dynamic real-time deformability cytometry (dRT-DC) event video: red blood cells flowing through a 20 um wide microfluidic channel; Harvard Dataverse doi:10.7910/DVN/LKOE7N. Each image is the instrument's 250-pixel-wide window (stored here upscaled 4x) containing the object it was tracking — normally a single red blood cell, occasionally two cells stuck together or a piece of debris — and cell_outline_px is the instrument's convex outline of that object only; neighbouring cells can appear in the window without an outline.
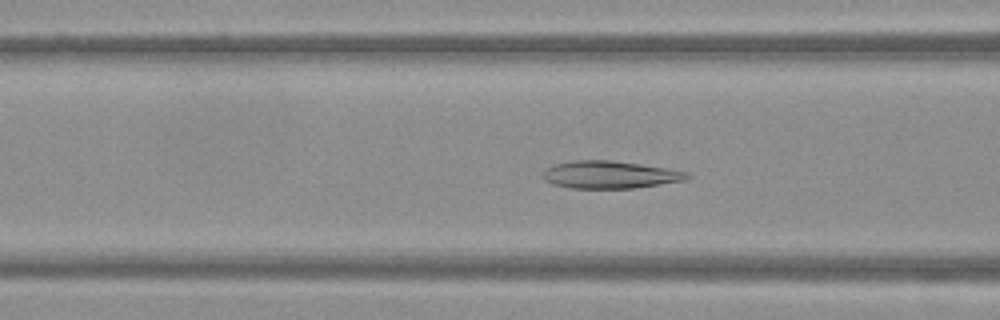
{"species": "Egyptian fruit bat (a non-hibernating species)", "species_latin": "Rousettus aegyptiacus", "temperature_condition": "warm", "stored_images_in_passage": 51, "segment_of_instrument_passage": [1, 2], "camera_frame_rate_fps": 3000, "um_per_image_px": 0.085, "frame": {"image": 1, "passage_image": 20, "time_ms": 6.333, "image_size_px": [1000, 320], "cell_outline_px": [[692, 176], [684, 180], [660, 184], [632, 188], [572, 188], [552, 184], [544, 180], [540, 176], [540, 172], [544, 168], [556, 164], [572, 160], [612, 160], [640, 164], [688, 172]], "centroid_in_image_um": [51.75, 14.84], "position_along_channel_um": 114.8, "area_um2": 23.18}}
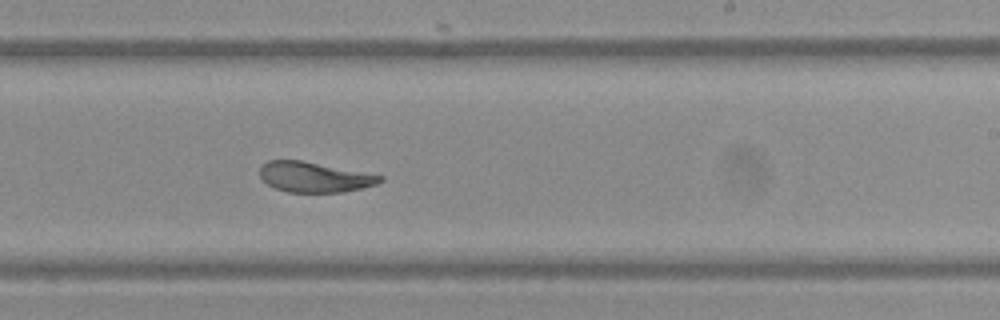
{"frame": {"image": 2, "passage_image": 31, "time_ms": 10.0, "image_size_px": [1000, 320], "cell_outline_px": [[384, 180], [376, 184], [344, 192], [288, 192], [276, 188], [268, 184], [260, 176], [260, 168], [268, 160], [300, 160], [384, 176]], "centroid_in_image_um": [26.72, 15.05], "position_along_channel_um": 262.3, "area_um2": 20.87}}
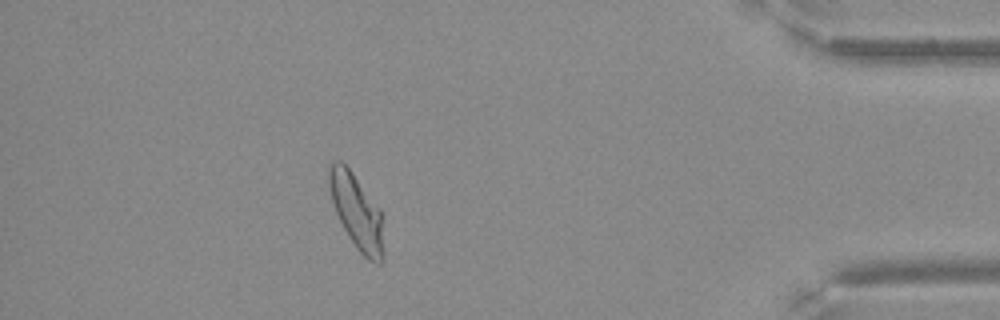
{"frame": {"image": 3, "passage_image": 45, "time_ms": 14.667, "image_size_px": [1000, 320], "cell_outline_px": [[384, 260], [380, 264], [368, 260], [356, 248], [348, 236], [336, 212], [324, 180], [328, 164], [332, 160], [340, 160], [352, 172], [380, 208], [384, 256]], "centroid_in_image_um": [30.25, 17.92], "position_along_channel_um": 404.9, "area_um2": 24.28}}